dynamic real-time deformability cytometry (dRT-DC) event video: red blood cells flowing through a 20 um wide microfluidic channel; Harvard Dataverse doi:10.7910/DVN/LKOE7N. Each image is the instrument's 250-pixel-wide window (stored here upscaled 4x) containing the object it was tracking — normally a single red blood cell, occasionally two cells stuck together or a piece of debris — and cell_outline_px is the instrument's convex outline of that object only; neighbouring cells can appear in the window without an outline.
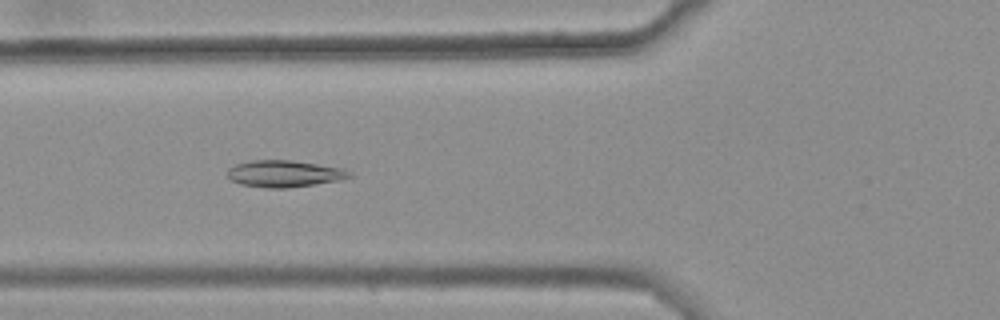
{"species": "common noctule bat (a hibernating species)", "species_latin": "Nyctalus noctula", "temperature_condition": "warm", "stored_images_in_passage": 42, "camera_frame_rate_fps": 3000, "um_per_image_px": 0.085, "animal": {"sex": "female", "body_mass_g": 25.1}, "frame": {"image": 1, "passage_image": 20, "time_ms": 6.333, "image_size_px": [1000, 320], "cell_outline_px": [[352, 176], [340, 180], [288, 188], [268, 188], [240, 184], [232, 180], [228, 176], [228, 168], [236, 164], [252, 160], [292, 160], [340, 168], [352, 172]], "centroid_in_image_um": [24.15, 14.76], "position_along_channel_um": 101.6, "area_um2": 18.84}}
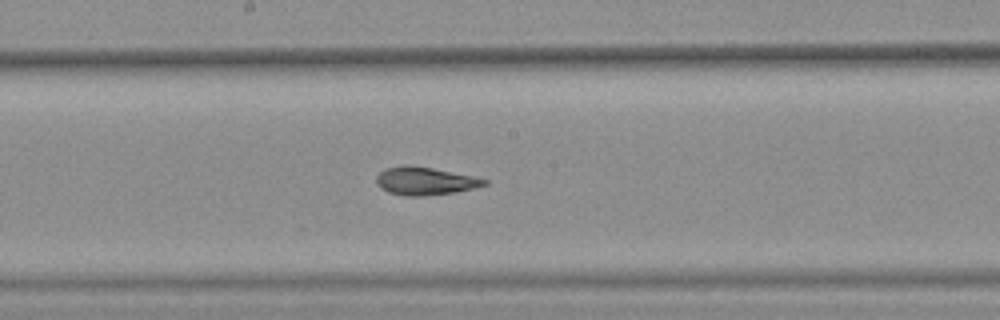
{"frame": {"image": 2, "passage_image": 29, "time_ms": 9.333, "image_size_px": [1000, 320], "cell_outline_px": [[488, 184], [456, 192], [424, 196], [404, 196], [388, 192], [380, 188], [376, 184], [376, 176], [384, 168], [404, 164], [408, 164], [432, 168], [472, 176], [488, 180]], "centroid_in_image_um": [36.06, 15.38], "position_along_channel_um": 212.1, "area_um2": 17.69}}
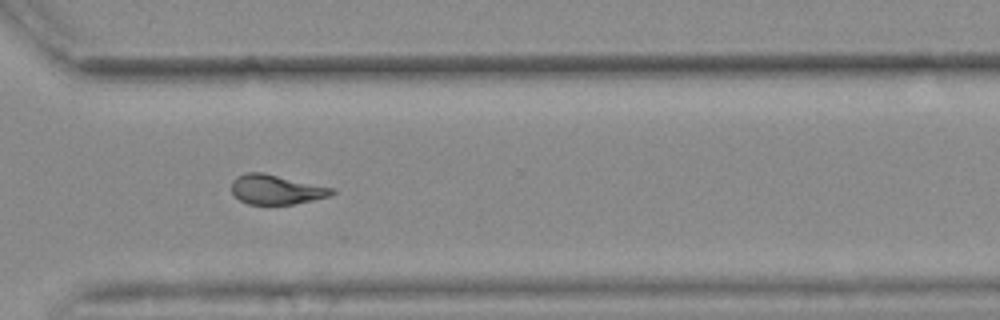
{"frame": {"image": 3, "passage_image": 40, "time_ms": 13.0, "image_size_px": [1000, 320], "cell_outline_px": [[336, 192], [332, 196], [292, 204], [248, 204], [240, 200], [232, 192], [232, 180], [236, 176], [244, 172], [264, 172], [332, 188]], "centroid_in_image_um": [23.46, 16.1], "position_along_channel_um": 347.1, "area_um2": 17.28}, "authors_computed_cell_mechanics": {"area_um2": 18.7561, "velocity_mm_per_s": 3.6773, "shape_relaxation_time_tau1_ms": null, "shape_relaxation_time_tau2_ms": 3.6739, "deformation_change_tau1": null, "deformation_change_tau2": 0.0835}}